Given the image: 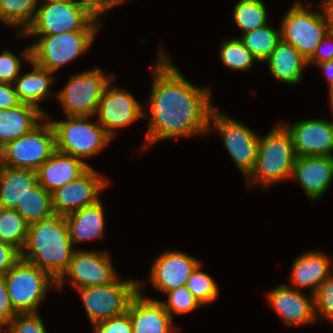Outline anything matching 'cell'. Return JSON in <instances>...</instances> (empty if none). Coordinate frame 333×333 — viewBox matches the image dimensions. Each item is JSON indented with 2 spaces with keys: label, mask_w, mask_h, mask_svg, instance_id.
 I'll list each match as a JSON object with an SVG mask.
<instances>
[{
  "label": "cell",
  "mask_w": 333,
  "mask_h": 333,
  "mask_svg": "<svg viewBox=\"0 0 333 333\" xmlns=\"http://www.w3.org/2000/svg\"><path fill=\"white\" fill-rule=\"evenodd\" d=\"M160 48L152 69V89L147 108L150 120L142 149L159 141L208 135L209 120L215 106L211 89L189 82Z\"/></svg>",
  "instance_id": "cell-1"
},
{
  "label": "cell",
  "mask_w": 333,
  "mask_h": 333,
  "mask_svg": "<svg viewBox=\"0 0 333 333\" xmlns=\"http://www.w3.org/2000/svg\"><path fill=\"white\" fill-rule=\"evenodd\" d=\"M74 250L65 216L54 214L29 224L21 259L46 271L57 282L69 268Z\"/></svg>",
  "instance_id": "cell-2"
},
{
  "label": "cell",
  "mask_w": 333,
  "mask_h": 333,
  "mask_svg": "<svg viewBox=\"0 0 333 333\" xmlns=\"http://www.w3.org/2000/svg\"><path fill=\"white\" fill-rule=\"evenodd\" d=\"M296 159L290 132L280 122L266 135L260 136L255 166L245 178L250 187L263 186L290 179Z\"/></svg>",
  "instance_id": "cell-3"
},
{
  "label": "cell",
  "mask_w": 333,
  "mask_h": 333,
  "mask_svg": "<svg viewBox=\"0 0 333 333\" xmlns=\"http://www.w3.org/2000/svg\"><path fill=\"white\" fill-rule=\"evenodd\" d=\"M49 119L55 133L56 150L85 160L104 149L113 139L98 121L91 122V116H66V119Z\"/></svg>",
  "instance_id": "cell-4"
},
{
  "label": "cell",
  "mask_w": 333,
  "mask_h": 333,
  "mask_svg": "<svg viewBox=\"0 0 333 333\" xmlns=\"http://www.w3.org/2000/svg\"><path fill=\"white\" fill-rule=\"evenodd\" d=\"M3 277L16 313H37L48 290L57 286L46 271L22 259Z\"/></svg>",
  "instance_id": "cell-5"
},
{
  "label": "cell",
  "mask_w": 333,
  "mask_h": 333,
  "mask_svg": "<svg viewBox=\"0 0 333 333\" xmlns=\"http://www.w3.org/2000/svg\"><path fill=\"white\" fill-rule=\"evenodd\" d=\"M100 22L88 16L74 1L41 2L32 24L20 37L51 36L73 31H99Z\"/></svg>",
  "instance_id": "cell-6"
},
{
  "label": "cell",
  "mask_w": 333,
  "mask_h": 333,
  "mask_svg": "<svg viewBox=\"0 0 333 333\" xmlns=\"http://www.w3.org/2000/svg\"><path fill=\"white\" fill-rule=\"evenodd\" d=\"M114 78V75L106 76L98 66L71 75L64 88L56 93L65 116L95 117L105 87Z\"/></svg>",
  "instance_id": "cell-7"
},
{
  "label": "cell",
  "mask_w": 333,
  "mask_h": 333,
  "mask_svg": "<svg viewBox=\"0 0 333 333\" xmlns=\"http://www.w3.org/2000/svg\"><path fill=\"white\" fill-rule=\"evenodd\" d=\"M98 31H73L37 36L30 45L31 61L55 73L61 67L90 50Z\"/></svg>",
  "instance_id": "cell-8"
},
{
  "label": "cell",
  "mask_w": 333,
  "mask_h": 333,
  "mask_svg": "<svg viewBox=\"0 0 333 333\" xmlns=\"http://www.w3.org/2000/svg\"><path fill=\"white\" fill-rule=\"evenodd\" d=\"M222 136L224 146L232 161L246 178L253 170L258 153L260 135L236 119L214 108L210 115L208 133Z\"/></svg>",
  "instance_id": "cell-9"
},
{
  "label": "cell",
  "mask_w": 333,
  "mask_h": 333,
  "mask_svg": "<svg viewBox=\"0 0 333 333\" xmlns=\"http://www.w3.org/2000/svg\"><path fill=\"white\" fill-rule=\"evenodd\" d=\"M55 151L54 129L45 117L30 132L3 147L4 166L37 171Z\"/></svg>",
  "instance_id": "cell-10"
},
{
  "label": "cell",
  "mask_w": 333,
  "mask_h": 333,
  "mask_svg": "<svg viewBox=\"0 0 333 333\" xmlns=\"http://www.w3.org/2000/svg\"><path fill=\"white\" fill-rule=\"evenodd\" d=\"M92 325L124 314L131 298L139 291V281L120 280L76 290Z\"/></svg>",
  "instance_id": "cell-11"
},
{
  "label": "cell",
  "mask_w": 333,
  "mask_h": 333,
  "mask_svg": "<svg viewBox=\"0 0 333 333\" xmlns=\"http://www.w3.org/2000/svg\"><path fill=\"white\" fill-rule=\"evenodd\" d=\"M300 1L292 4L281 23L280 37L309 60L328 28L322 11L311 12Z\"/></svg>",
  "instance_id": "cell-12"
},
{
  "label": "cell",
  "mask_w": 333,
  "mask_h": 333,
  "mask_svg": "<svg viewBox=\"0 0 333 333\" xmlns=\"http://www.w3.org/2000/svg\"><path fill=\"white\" fill-rule=\"evenodd\" d=\"M117 274L108 252L76 248L69 268L57 281L56 287L62 289L65 281L76 290L95 285H108L119 278Z\"/></svg>",
  "instance_id": "cell-13"
},
{
  "label": "cell",
  "mask_w": 333,
  "mask_h": 333,
  "mask_svg": "<svg viewBox=\"0 0 333 333\" xmlns=\"http://www.w3.org/2000/svg\"><path fill=\"white\" fill-rule=\"evenodd\" d=\"M109 83L98 103L96 116L98 123L105 132L114 139L117 130L135 122L139 118L147 116L141 105L128 91Z\"/></svg>",
  "instance_id": "cell-14"
},
{
  "label": "cell",
  "mask_w": 333,
  "mask_h": 333,
  "mask_svg": "<svg viewBox=\"0 0 333 333\" xmlns=\"http://www.w3.org/2000/svg\"><path fill=\"white\" fill-rule=\"evenodd\" d=\"M90 166L81 176L51 193L55 214L67 215L97 203L99 194L109 185L108 178Z\"/></svg>",
  "instance_id": "cell-15"
},
{
  "label": "cell",
  "mask_w": 333,
  "mask_h": 333,
  "mask_svg": "<svg viewBox=\"0 0 333 333\" xmlns=\"http://www.w3.org/2000/svg\"><path fill=\"white\" fill-rule=\"evenodd\" d=\"M290 132L296 156H333V123L325 119L283 124Z\"/></svg>",
  "instance_id": "cell-16"
},
{
  "label": "cell",
  "mask_w": 333,
  "mask_h": 333,
  "mask_svg": "<svg viewBox=\"0 0 333 333\" xmlns=\"http://www.w3.org/2000/svg\"><path fill=\"white\" fill-rule=\"evenodd\" d=\"M201 264L198 259L180 251H165L154 259L150 271V284L166 293L185 286L192 272Z\"/></svg>",
  "instance_id": "cell-17"
},
{
  "label": "cell",
  "mask_w": 333,
  "mask_h": 333,
  "mask_svg": "<svg viewBox=\"0 0 333 333\" xmlns=\"http://www.w3.org/2000/svg\"><path fill=\"white\" fill-rule=\"evenodd\" d=\"M265 295L269 306L273 307L286 325L300 326L316 322L314 295L306 296L288 285L275 287Z\"/></svg>",
  "instance_id": "cell-18"
},
{
  "label": "cell",
  "mask_w": 333,
  "mask_h": 333,
  "mask_svg": "<svg viewBox=\"0 0 333 333\" xmlns=\"http://www.w3.org/2000/svg\"><path fill=\"white\" fill-rule=\"evenodd\" d=\"M145 283L139 281V291L131 298L127 308L133 333H175L178 329L173 327V319L160 300L143 297L141 286Z\"/></svg>",
  "instance_id": "cell-19"
},
{
  "label": "cell",
  "mask_w": 333,
  "mask_h": 333,
  "mask_svg": "<svg viewBox=\"0 0 333 333\" xmlns=\"http://www.w3.org/2000/svg\"><path fill=\"white\" fill-rule=\"evenodd\" d=\"M303 188L307 197L317 201L333 180V156H296L291 177Z\"/></svg>",
  "instance_id": "cell-20"
},
{
  "label": "cell",
  "mask_w": 333,
  "mask_h": 333,
  "mask_svg": "<svg viewBox=\"0 0 333 333\" xmlns=\"http://www.w3.org/2000/svg\"><path fill=\"white\" fill-rule=\"evenodd\" d=\"M26 62L30 63L32 70L23 75L17 77L14 82V87L17 96L21 103L29 104L40 109L45 115L46 112L39 106L40 101L48 99L49 97H55L56 93H52L50 88L54 83L55 74L38 66L31 61V48L28 45L21 53Z\"/></svg>",
  "instance_id": "cell-21"
},
{
  "label": "cell",
  "mask_w": 333,
  "mask_h": 333,
  "mask_svg": "<svg viewBox=\"0 0 333 333\" xmlns=\"http://www.w3.org/2000/svg\"><path fill=\"white\" fill-rule=\"evenodd\" d=\"M321 251H310L301 254L291 266V284L294 289L302 291L310 288V296L314 295L319 286L333 273L330 265L332 260Z\"/></svg>",
  "instance_id": "cell-22"
},
{
  "label": "cell",
  "mask_w": 333,
  "mask_h": 333,
  "mask_svg": "<svg viewBox=\"0 0 333 333\" xmlns=\"http://www.w3.org/2000/svg\"><path fill=\"white\" fill-rule=\"evenodd\" d=\"M90 165L56 150L38 169V183L49 193L81 176Z\"/></svg>",
  "instance_id": "cell-23"
},
{
  "label": "cell",
  "mask_w": 333,
  "mask_h": 333,
  "mask_svg": "<svg viewBox=\"0 0 333 333\" xmlns=\"http://www.w3.org/2000/svg\"><path fill=\"white\" fill-rule=\"evenodd\" d=\"M102 201L85 206L65 215L69 229L70 240L73 244L101 239L105 232V213Z\"/></svg>",
  "instance_id": "cell-24"
},
{
  "label": "cell",
  "mask_w": 333,
  "mask_h": 333,
  "mask_svg": "<svg viewBox=\"0 0 333 333\" xmlns=\"http://www.w3.org/2000/svg\"><path fill=\"white\" fill-rule=\"evenodd\" d=\"M270 74L280 82L296 85L302 82L303 71L308 66L305 59L292 45L280 40L266 59Z\"/></svg>",
  "instance_id": "cell-25"
},
{
  "label": "cell",
  "mask_w": 333,
  "mask_h": 333,
  "mask_svg": "<svg viewBox=\"0 0 333 333\" xmlns=\"http://www.w3.org/2000/svg\"><path fill=\"white\" fill-rule=\"evenodd\" d=\"M46 115L37 107L21 103L0 110V145L14 141L36 127Z\"/></svg>",
  "instance_id": "cell-26"
},
{
  "label": "cell",
  "mask_w": 333,
  "mask_h": 333,
  "mask_svg": "<svg viewBox=\"0 0 333 333\" xmlns=\"http://www.w3.org/2000/svg\"><path fill=\"white\" fill-rule=\"evenodd\" d=\"M38 183L37 171L4 167L0 172V203L2 208L15 209L28 189Z\"/></svg>",
  "instance_id": "cell-27"
},
{
  "label": "cell",
  "mask_w": 333,
  "mask_h": 333,
  "mask_svg": "<svg viewBox=\"0 0 333 333\" xmlns=\"http://www.w3.org/2000/svg\"><path fill=\"white\" fill-rule=\"evenodd\" d=\"M15 210L28 224L47 219L55 214L51 193L46 191L39 183L28 189L21 202H18Z\"/></svg>",
  "instance_id": "cell-28"
},
{
  "label": "cell",
  "mask_w": 333,
  "mask_h": 333,
  "mask_svg": "<svg viewBox=\"0 0 333 333\" xmlns=\"http://www.w3.org/2000/svg\"><path fill=\"white\" fill-rule=\"evenodd\" d=\"M39 0H0V20L23 34L32 24Z\"/></svg>",
  "instance_id": "cell-29"
},
{
  "label": "cell",
  "mask_w": 333,
  "mask_h": 333,
  "mask_svg": "<svg viewBox=\"0 0 333 333\" xmlns=\"http://www.w3.org/2000/svg\"><path fill=\"white\" fill-rule=\"evenodd\" d=\"M267 9L262 0H239L233 9V21L243 34L268 24Z\"/></svg>",
  "instance_id": "cell-30"
},
{
  "label": "cell",
  "mask_w": 333,
  "mask_h": 333,
  "mask_svg": "<svg viewBox=\"0 0 333 333\" xmlns=\"http://www.w3.org/2000/svg\"><path fill=\"white\" fill-rule=\"evenodd\" d=\"M240 40L250 50L258 62H265L281 40L280 31L268 24L242 34Z\"/></svg>",
  "instance_id": "cell-31"
},
{
  "label": "cell",
  "mask_w": 333,
  "mask_h": 333,
  "mask_svg": "<svg viewBox=\"0 0 333 333\" xmlns=\"http://www.w3.org/2000/svg\"><path fill=\"white\" fill-rule=\"evenodd\" d=\"M28 226L29 224L15 209H1L0 241L9 243L21 251L26 242Z\"/></svg>",
  "instance_id": "cell-32"
},
{
  "label": "cell",
  "mask_w": 333,
  "mask_h": 333,
  "mask_svg": "<svg viewBox=\"0 0 333 333\" xmlns=\"http://www.w3.org/2000/svg\"><path fill=\"white\" fill-rule=\"evenodd\" d=\"M219 57L226 67L237 71H247L253 66L254 61H258L240 38L224 40L219 50Z\"/></svg>",
  "instance_id": "cell-33"
},
{
  "label": "cell",
  "mask_w": 333,
  "mask_h": 333,
  "mask_svg": "<svg viewBox=\"0 0 333 333\" xmlns=\"http://www.w3.org/2000/svg\"><path fill=\"white\" fill-rule=\"evenodd\" d=\"M201 270L200 264L187 279L185 286L200 304L204 306L217 300L219 288L214 279Z\"/></svg>",
  "instance_id": "cell-34"
},
{
  "label": "cell",
  "mask_w": 333,
  "mask_h": 333,
  "mask_svg": "<svg viewBox=\"0 0 333 333\" xmlns=\"http://www.w3.org/2000/svg\"><path fill=\"white\" fill-rule=\"evenodd\" d=\"M167 300H160L165 310L173 319V314H186L202 308L200 302L192 295L186 286H180L165 293Z\"/></svg>",
  "instance_id": "cell-35"
},
{
  "label": "cell",
  "mask_w": 333,
  "mask_h": 333,
  "mask_svg": "<svg viewBox=\"0 0 333 333\" xmlns=\"http://www.w3.org/2000/svg\"><path fill=\"white\" fill-rule=\"evenodd\" d=\"M314 308L316 321L319 320V317H323L325 320L333 322V273L315 292Z\"/></svg>",
  "instance_id": "cell-36"
},
{
  "label": "cell",
  "mask_w": 333,
  "mask_h": 333,
  "mask_svg": "<svg viewBox=\"0 0 333 333\" xmlns=\"http://www.w3.org/2000/svg\"><path fill=\"white\" fill-rule=\"evenodd\" d=\"M6 333H47L39 313H17L5 328Z\"/></svg>",
  "instance_id": "cell-37"
},
{
  "label": "cell",
  "mask_w": 333,
  "mask_h": 333,
  "mask_svg": "<svg viewBox=\"0 0 333 333\" xmlns=\"http://www.w3.org/2000/svg\"><path fill=\"white\" fill-rule=\"evenodd\" d=\"M21 59L12 51L3 50L0 54V82L14 84L21 71Z\"/></svg>",
  "instance_id": "cell-38"
},
{
  "label": "cell",
  "mask_w": 333,
  "mask_h": 333,
  "mask_svg": "<svg viewBox=\"0 0 333 333\" xmlns=\"http://www.w3.org/2000/svg\"><path fill=\"white\" fill-rule=\"evenodd\" d=\"M93 333H133L132 322L129 313L113 317L92 325Z\"/></svg>",
  "instance_id": "cell-39"
},
{
  "label": "cell",
  "mask_w": 333,
  "mask_h": 333,
  "mask_svg": "<svg viewBox=\"0 0 333 333\" xmlns=\"http://www.w3.org/2000/svg\"><path fill=\"white\" fill-rule=\"evenodd\" d=\"M88 16L93 20L100 22V14L108 11L110 8L125 3L126 0H73ZM99 20V21H98Z\"/></svg>",
  "instance_id": "cell-40"
},
{
  "label": "cell",
  "mask_w": 333,
  "mask_h": 333,
  "mask_svg": "<svg viewBox=\"0 0 333 333\" xmlns=\"http://www.w3.org/2000/svg\"><path fill=\"white\" fill-rule=\"evenodd\" d=\"M21 260V251L15 246L0 241V276L5 275Z\"/></svg>",
  "instance_id": "cell-41"
},
{
  "label": "cell",
  "mask_w": 333,
  "mask_h": 333,
  "mask_svg": "<svg viewBox=\"0 0 333 333\" xmlns=\"http://www.w3.org/2000/svg\"><path fill=\"white\" fill-rule=\"evenodd\" d=\"M17 313L12 307L8 289L3 276H0V325L7 327Z\"/></svg>",
  "instance_id": "cell-42"
},
{
  "label": "cell",
  "mask_w": 333,
  "mask_h": 333,
  "mask_svg": "<svg viewBox=\"0 0 333 333\" xmlns=\"http://www.w3.org/2000/svg\"><path fill=\"white\" fill-rule=\"evenodd\" d=\"M330 60H333V35L328 33L317 45L314 54L308 60V65H316Z\"/></svg>",
  "instance_id": "cell-43"
},
{
  "label": "cell",
  "mask_w": 333,
  "mask_h": 333,
  "mask_svg": "<svg viewBox=\"0 0 333 333\" xmlns=\"http://www.w3.org/2000/svg\"><path fill=\"white\" fill-rule=\"evenodd\" d=\"M21 104L14 84L0 82V110L16 107Z\"/></svg>",
  "instance_id": "cell-44"
},
{
  "label": "cell",
  "mask_w": 333,
  "mask_h": 333,
  "mask_svg": "<svg viewBox=\"0 0 333 333\" xmlns=\"http://www.w3.org/2000/svg\"><path fill=\"white\" fill-rule=\"evenodd\" d=\"M319 6L325 17L328 33L333 35V0H321Z\"/></svg>",
  "instance_id": "cell-45"
},
{
  "label": "cell",
  "mask_w": 333,
  "mask_h": 333,
  "mask_svg": "<svg viewBox=\"0 0 333 333\" xmlns=\"http://www.w3.org/2000/svg\"><path fill=\"white\" fill-rule=\"evenodd\" d=\"M316 67L323 70L322 72L326 75L329 88L333 86V60L324 61L316 64Z\"/></svg>",
  "instance_id": "cell-46"
},
{
  "label": "cell",
  "mask_w": 333,
  "mask_h": 333,
  "mask_svg": "<svg viewBox=\"0 0 333 333\" xmlns=\"http://www.w3.org/2000/svg\"><path fill=\"white\" fill-rule=\"evenodd\" d=\"M329 90H328V96H329V102H330V106H331V110H332V115H333V86L332 87H330V88H328ZM333 123V122H332Z\"/></svg>",
  "instance_id": "cell-47"
},
{
  "label": "cell",
  "mask_w": 333,
  "mask_h": 333,
  "mask_svg": "<svg viewBox=\"0 0 333 333\" xmlns=\"http://www.w3.org/2000/svg\"><path fill=\"white\" fill-rule=\"evenodd\" d=\"M3 147L0 145V172L4 169Z\"/></svg>",
  "instance_id": "cell-48"
},
{
  "label": "cell",
  "mask_w": 333,
  "mask_h": 333,
  "mask_svg": "<svg viewBox=\"0 0 333 333\" xmlns=\"http://www.w3.org/2000/svg\"><path fill=\"white\" fill-rule=\"evenodd\" d=\"M73 0H42L41 2H69Z\"/></svg>",
  "instance_id": "cell-49"
},
{
  "label": "cell",
  "mask_w": 333,
  "mask_h": 333,
  "mask_svg": "<svg viewBox=\"0 0 333 333\" xmlns=\"http://www.w3.org/2000/svg\"><path fill=\"white\" fill-rule=\"evenodd\" d=\"M4 327H2L1 325H0V333H3V329Z\"/></svg>",
  "instance_id": "cell-50"
}]
</instances>
